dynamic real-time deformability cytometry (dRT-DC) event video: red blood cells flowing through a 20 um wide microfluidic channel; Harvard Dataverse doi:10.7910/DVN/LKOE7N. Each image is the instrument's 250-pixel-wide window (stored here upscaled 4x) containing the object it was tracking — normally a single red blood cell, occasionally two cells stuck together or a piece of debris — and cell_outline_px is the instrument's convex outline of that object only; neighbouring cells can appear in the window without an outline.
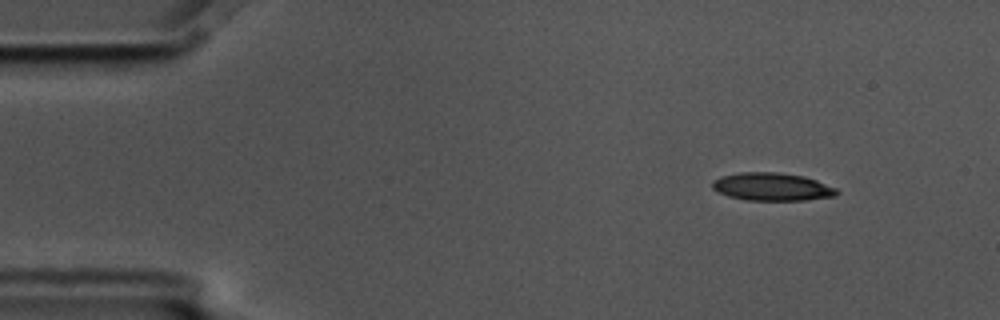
{"species": "common noctule bat (a hibernating species)", "species_latin": "Nyctalus noctula", "temperature_condition": "cold", "stored_images_in_passage": 3, "camera_frame_rate_fps": 3000, "um_per_image_px": 0.085, "animal": {"sex": "male", "body_mass_g": 17.5, "forearm_length_mm": 52.3}, "frame": {"image": 1, "passage_image": 1, "time_ms": 0.0, "image_size_px": [1000, 320], "cell_outline_px": [[840, 192], [836, 196], [804, 200], [744, 200], [728, 196], [712, 188], [712, 180], [720, 176], [740, 172], [776, 172], [804, 176], [816, 180], [836, 188]], "centroid_in_image_um": [65.62, 15.87], "position_along_channel_um": 19.4, "area_um2": 20.29}}
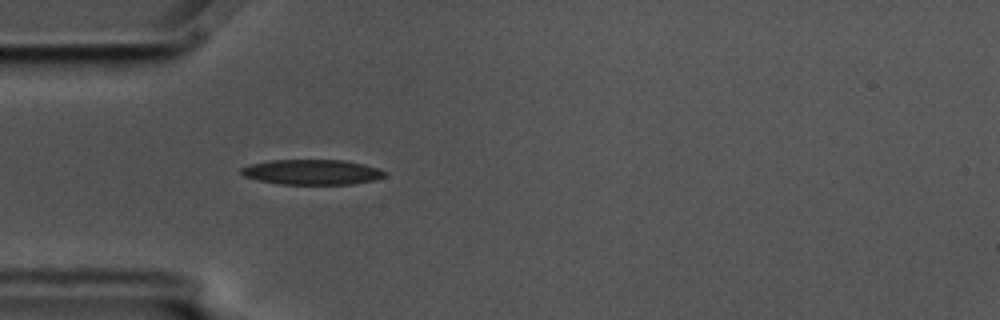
{"frame": {"image": 2, "passage_image": 3, "time_ms": 0.667, "image_size_px": [1000, 320], "cell_outline_px": [[388, 172], [384, 176], [376, 180], [352, 184], [280, 184], [260, 180], [244, 176], [240, 172], [240, 168], [252, 164], [272, 160], [344, 160], [364, 164]], "centroid_in_image_um": [26.55, 14.63], "position_along_channel_um": 58.4, "area_um2": 20.92}}